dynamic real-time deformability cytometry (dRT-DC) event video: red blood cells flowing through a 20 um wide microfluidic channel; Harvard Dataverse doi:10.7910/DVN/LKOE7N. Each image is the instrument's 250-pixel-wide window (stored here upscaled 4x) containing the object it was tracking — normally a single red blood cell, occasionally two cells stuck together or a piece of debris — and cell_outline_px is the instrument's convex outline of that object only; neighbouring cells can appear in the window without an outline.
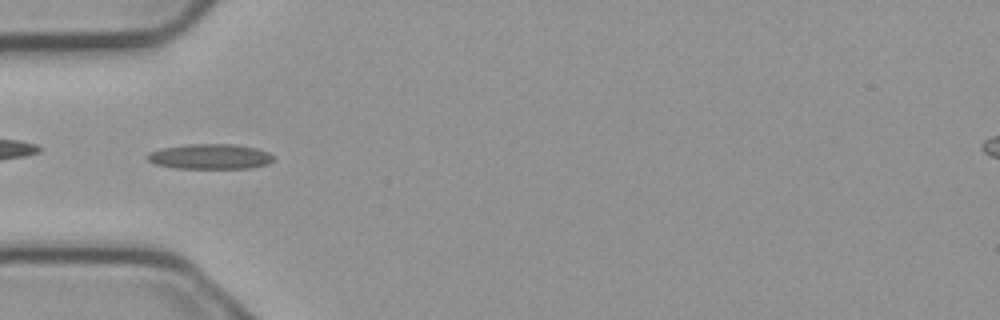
{"species": "common noctule bat (a hibernating species)", "species_latin": "Nyctalus noctula", "temperature_condition": "cold", "stored_images_in_passage": 5, "camera_frame_rate_fps": 3000, "um_per_image_px": 0.085, "animal": {"sex": "male", "body_mass_g": 23.1, "forearm_length_mm": 52.7}, "frame": {"image": 1, "passage_image": 2, "time_ms": 0.333, "image_size_px": [1000, 320], "cell_outline_px": [[276, 156], [268, 164], [248, 168], [176, 168], [156, 164], [148, 160], [144, 156], [148, 152], [160, 148], [188, 144], [236, 144], [256, 148], [268, 152]], "centroid_in_image_um": [17.84, 13.3], "position_along_channel_um": 67.2, "area_um2": 18.61}}
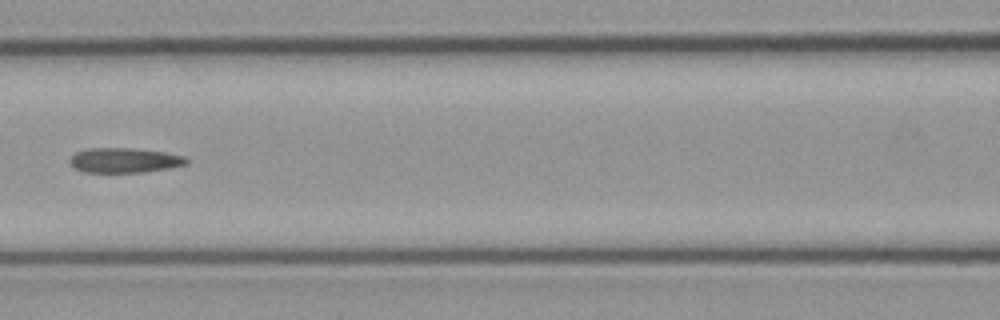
{"frame": {"image": 2, "passage_image": 4, "time_ms": 1.0, "image_size_px": [1000, 320], "cell_outline_px": [[188, 164], [168, 168], [144, 172], [84, 172], [76, 168], [68, 160], [76, 152], [88, 148], [132, 148], [164, 152], [184, 156], [188, 160]], "centroid_in_image_um": [10.58, 13.62], "position_along_channel_um": 156.0, "area_um2": 16.76}}
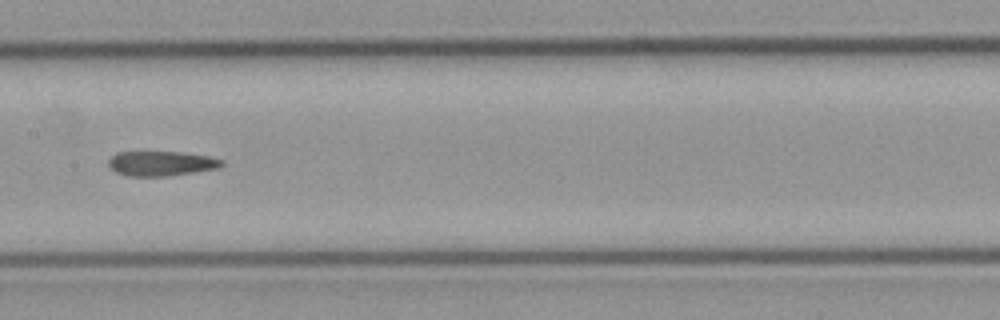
{"frame": {"image": 3, "passage_image": 5, "time_ms": 1.333, "image_size_px": [1000, 320], "cell_outline_px": [[224, 164], [220, 168], [168, 176], [128, 176], [116, 172], [108, 164], [108, 160], [116, 152], [180, 152], [208, 156], [224, 160]], "centroid_in_image_um": [13.73, 13.89], "position_along_channel_um": 193.7, "area_um2": 16.36}}